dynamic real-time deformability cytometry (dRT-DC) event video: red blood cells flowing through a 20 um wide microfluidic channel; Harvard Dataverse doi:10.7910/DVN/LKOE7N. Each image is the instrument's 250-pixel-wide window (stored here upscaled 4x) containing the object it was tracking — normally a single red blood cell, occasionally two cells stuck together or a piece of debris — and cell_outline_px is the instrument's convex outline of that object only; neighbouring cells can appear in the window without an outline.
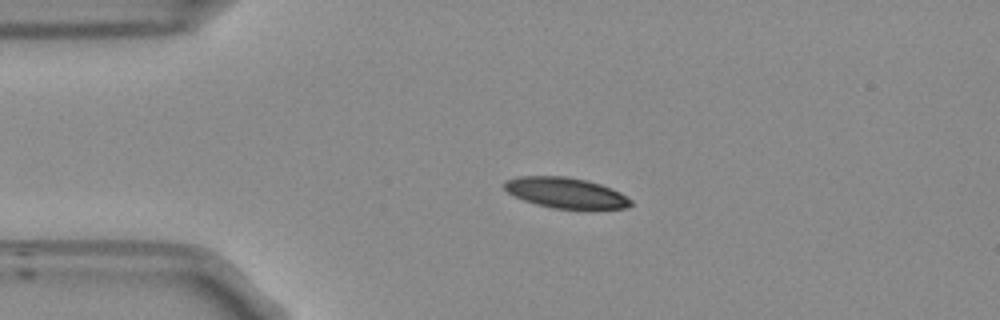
{"species": "Egyptian fruit bat (a non-hibernating species)", "species_latin": "Rousettus aegyptiacus", "temperature_condition": "room temperature", "stored_images_in_passage": 43, "camera_frame_rate_fps": 3000, "um_per_image_px": 0.085, "frame": {"image": 1, "passage_image": 1, "time_ms": 0.0, "image_size_px": [1000, 320], "cell_outline_px": [[632, 204], [628, 208], [552, 208], [536, 204], [524, 200], [508, 192], [504, 188], [504, 180], [520, 176], [564, 176], [588, 180], [612, 188], [620, 192], [632, 200]], "centroid_in_image_um": [48.09, 16.37], "position_along_channel_um": 36.9, "area_um2": 22.37}}
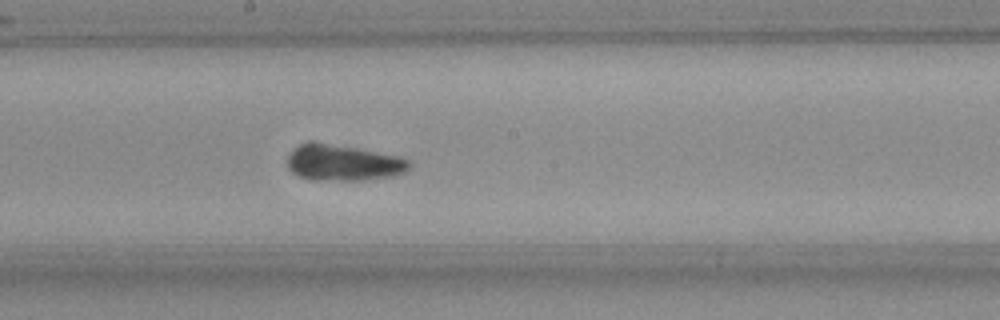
{"frame": {"image": 2, "passage_image": 18, "time_ms": 5.667, "image_size_px": [1000, 320], "cell_outline_px": [[412, 164], [404, 172], [396, 176], [364, 180], [312, 180], [300, 176], [292, 172], [288, 168], [284, 160], [288, 152], [304, 144], [328, 144], [356, 148], [400, 156], [408, 160]], "centroid_in_image_um": [29.17, 13.87], "position_along_channel_um": 219.0, "area_um2": 25.43}}
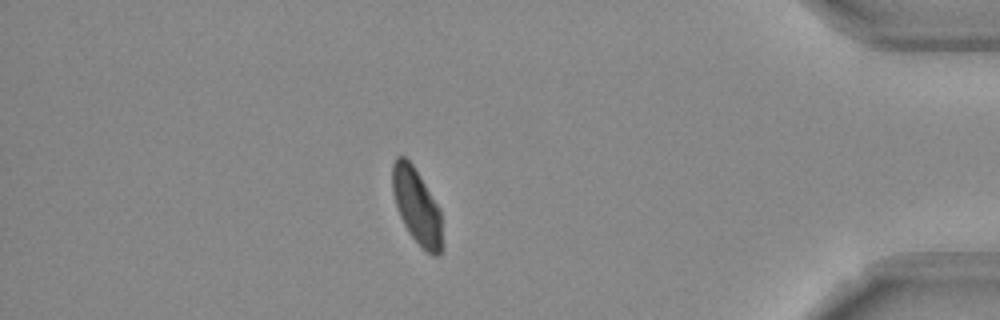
{"frame": {"image": 3, "passage_image": 36, "time_ms": 11.667, "image_size_px": [1000, 320], "cell_outline_px": [[444, 244], [440, 252], [436, 256], [432, 256], [408, 232], [396, 208], [392, 192], [392, 164], [396, 156], [404, 156], [412, 164], [440, 208]], "centroid_in_image_um": [35.43, 17.54], "position_along_channel_um": 399.8, "area_um2": 22.02}, "authors_computed_cell_mechanics": {"area_um2": 23.5824, "velocity_mm_per_s": 3.7366, "shape_relaxation_time_tau1_ms": 3.6666, "shape_relaxation_time_tau2_ms": 4.6772, "deformation_change_tau1": 0.1202, "deformation_change_tau2": 0.0917}}